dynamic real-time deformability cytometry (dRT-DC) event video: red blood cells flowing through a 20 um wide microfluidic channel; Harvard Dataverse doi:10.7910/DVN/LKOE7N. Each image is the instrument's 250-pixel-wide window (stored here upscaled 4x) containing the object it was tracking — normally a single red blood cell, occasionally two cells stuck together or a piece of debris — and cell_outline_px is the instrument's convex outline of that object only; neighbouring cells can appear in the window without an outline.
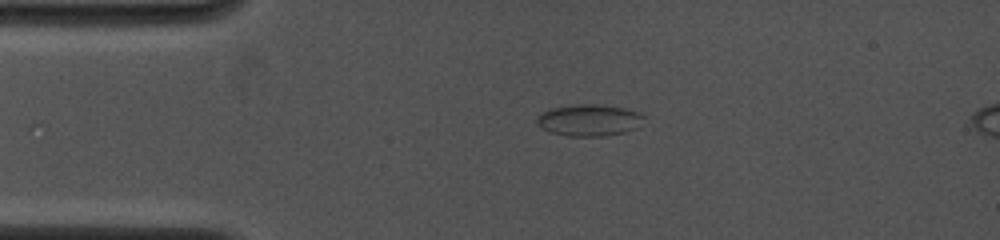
{"species": "common noctule bat (a hibernating species)", "species_latin": "Nyctalus noctula", "temperature_condition": "cold", "stored_images_in_passage": 2, "camera_frame_rate_fps": 4000, "um_per_image_px": 0.085, "animal": {"sex": "female", "body_mass_g": 19.0, "forearm_length_mm": 53.3}, "frame": {"image": 1, "passage_image": 2, "time_ms": 0.75, "image_size_px": [1000, 240], "cell_outline_px": [[644, 116], [636, 128], [624, 132], [604, 136], [568, 136], [552, 132], [536, 124], [536, 116], [552, 108], [580, 104], [596, 104], [624, 108], [636, 112]], "centroid_in_image_um": [50.05, 10.22], "position_along_channel_um": 35.0, "area_um2": 19.36}}